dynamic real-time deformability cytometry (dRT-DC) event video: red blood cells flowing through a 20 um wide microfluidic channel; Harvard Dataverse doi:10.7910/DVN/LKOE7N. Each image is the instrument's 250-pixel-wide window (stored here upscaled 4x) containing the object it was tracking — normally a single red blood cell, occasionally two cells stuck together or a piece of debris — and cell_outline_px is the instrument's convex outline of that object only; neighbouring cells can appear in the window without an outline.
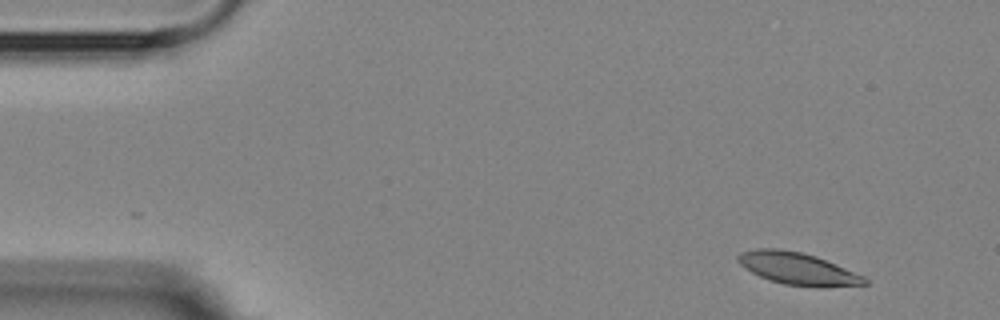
{"species": "Egyptian fruit bat (a non-hibernating species)", "species_latin": "Rousettus aegyptiacus", "temperature_condition": "room temperature", "stored_images_in_passage": 4, "camera_frame_rate_fps": 3000, "um_per_image_px": 0.085, "animal": {"sex": "female"}, "frame": {"image": 1, "passage_image": 1, "time_ms": 0.0, "image_size_px": [1000, 320], "cell_outline_px": [[868, 284], [820, 288], [816, 288], [784, 284], [768, 280], [752, 272], [740, 264], [736, 260], [736, 256], [740, 252], [756, 248], [776, 248], [800, 252], [816, 256], [836, 264], [864, 276], [868, 280]], "centroid_in_image_um": [67.81, 22.84], "position_along_channel_um": 17.2, "area_um2": 23.93}}
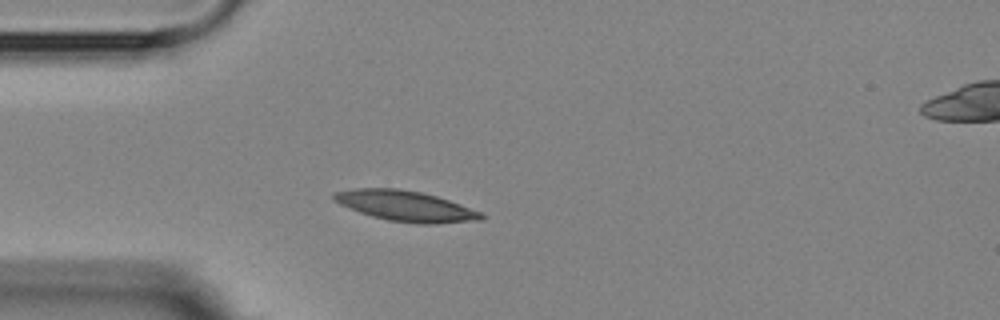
{"frame": {"image": 2, "passage_image": 4, "time_ms": 3.333, "image_size_px": [1000, 320], "cell_outline_px": [[484, 220], [436, 224], [416, 224], [388, 220], [372, 216], [360, 212], [340, 204], [332, 196], [332, 192], [356, 188], [400, 188], [420, 192], [436, 196], [460, 204], [480, 212], [484, 216]], "centroid_in_image_um": [34.49, 17.51], "position_along_channel_um": 50.5, "area_um2": 26.13}}